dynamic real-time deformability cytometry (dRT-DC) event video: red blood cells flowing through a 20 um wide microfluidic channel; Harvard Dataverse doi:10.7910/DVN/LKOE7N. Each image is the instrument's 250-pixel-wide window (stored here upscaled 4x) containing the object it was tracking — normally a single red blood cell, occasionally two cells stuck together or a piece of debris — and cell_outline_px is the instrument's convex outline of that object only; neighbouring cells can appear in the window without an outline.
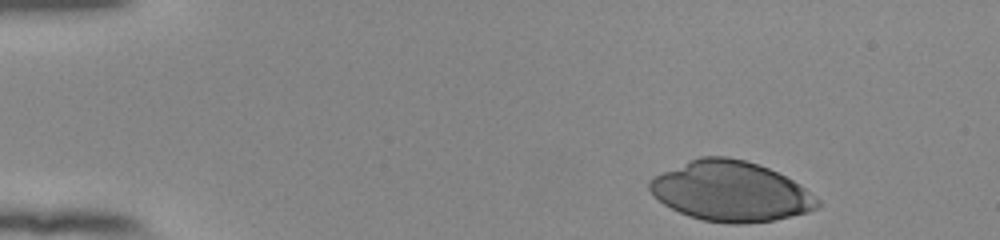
{"species": "human", "species_latin": "Homo sapiens", "temperature_condition": "room temperature", "stored_images_in_passage": 38, "camera_frame_rate_fps": 3000, "um_per_image_px": 0.085, "donor": {"sex": "female"}, "frame": {"image": 1, "passage_image": 1, "time_ms": 0.0, "image_size_px": [1000, 240], "cell_outline_px": [[820, 204], [816, 208], [808, 212], [772, 220], [744, 224], [732, 224], [704, 220], [688, 216], [664, 204], [648, 188], [648, 184], [652, 176], [700, 156], [728, 156], [744, 160], [768, 168], [800, 184], [820, 200]], "centroid_in_image_um": [62.11, 16.26], "position_along_channel_um": 22.9, "area_um2": 58.32}}